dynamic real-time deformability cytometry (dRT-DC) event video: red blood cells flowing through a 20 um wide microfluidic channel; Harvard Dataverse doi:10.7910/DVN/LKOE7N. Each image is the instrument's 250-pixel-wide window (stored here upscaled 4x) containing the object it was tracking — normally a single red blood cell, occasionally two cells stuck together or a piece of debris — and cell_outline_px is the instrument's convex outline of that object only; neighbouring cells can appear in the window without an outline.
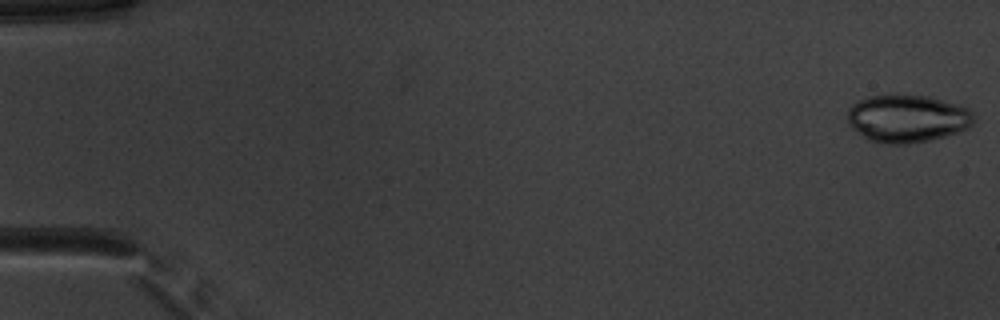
{"species": "common noctule bat (a hibernating species)", "species_latin": "Nyctalus noctula", "temperature_condition": "warm", "stored_images_in_passage": 52, "camera_frame_rate_fps": 3000, "um_per_image_px": 0.085, "animal": {"sex": "male", "body_mass_g": 20.1, "forearm_length_mm": 53.5}, "frame": {"image": 1, "passage_image": 1, "time_ms": 0.0, "image_size_px": [1000, 320], "cell_outline_px": [[972, 124], [968, 128], [944, 136], [928, 140], [908, 144], [888, 144], [872, 140], [864, 136], [848, 124], [848, 108], [852, 104], [860, 100], [872, 96], [892, 92], [928, 96], [956, 104], [968, 108], [972, 112]], "centroid_in_image_um": [77.09, 10.03], "position_along_channel_um": 7.9, "area_um2": 35.14}}
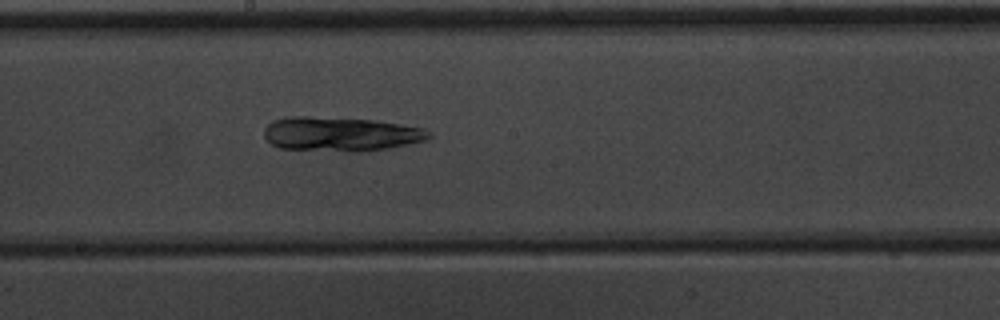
{"frame": {"image": 2, "passage_image": 29, "time_ms": 9.333, "image_size_px": [1000, 320], "cell_outline_px": [[432, 136], [424, 140], [388, 148], [356, 152], [352, 152], [280, 148], [272, 144], [264, 136], [264, 128], [272, 120], [288, 116], [308, 116], [376, 120], [424, 128], [432, 132]], "centroid_in_image_um": [28.93, 11.38], "position_along_channel_um": 219.3, "area_um2": 33.0}}
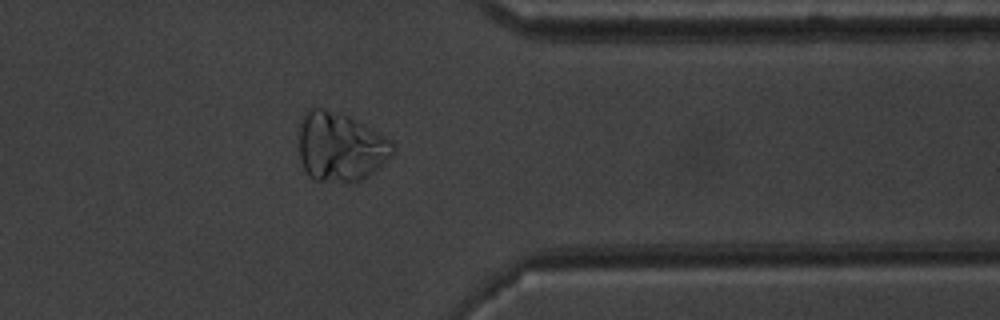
{"frame": {"image": 3, "passage_image": 42, "time_ms": 13.667, "image_size_px": [1000, 320], "cell_outline_px": [[396, 148], [392, 156], [368, 176], [356, 184], [344, 184], [316, 180], [308, 176], [300, 160], [300, 124], [304, 112], [308, 108], [320, 108], [348, 116], [392, 140], [396, 144]], "centroid_in_image_um": [28.95, 12.54], "position_along_channel_um": 382.4, "area_um2": 38.15}}